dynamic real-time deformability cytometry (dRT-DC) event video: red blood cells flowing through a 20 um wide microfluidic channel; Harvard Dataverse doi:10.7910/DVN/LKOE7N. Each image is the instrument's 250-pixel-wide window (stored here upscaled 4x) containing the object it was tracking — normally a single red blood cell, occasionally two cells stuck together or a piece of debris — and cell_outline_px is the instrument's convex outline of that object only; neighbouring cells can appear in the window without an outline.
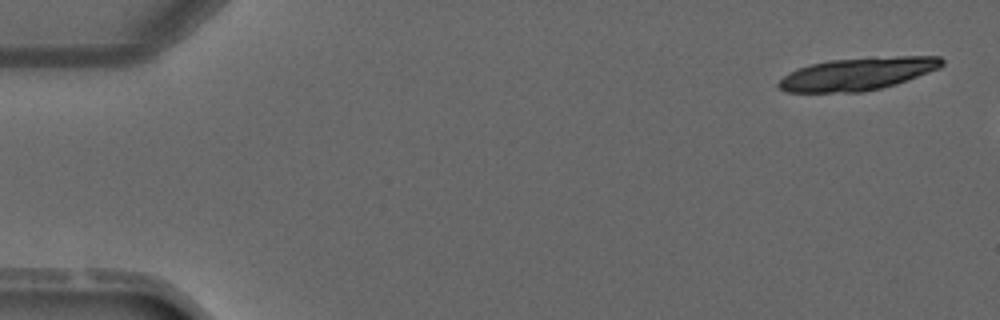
{"species": "common noctule bat (a hibernating species)", "species_latin": "Nyctalus noctula", "temperature_condition": "warm", "stored_images_in_passage": 3, "camera_frame_rate_fps": 3000, "um_per_image_px": 0.085, "animal": {"sex": "male", "forearm_length_mm": 52.5}, "frame": {"image": 1, "passage_image": 1, "time_ms": 0.0, "image_size_px": [1000, 320], "cell_outline_px": [[944, 64], [940, 68], [896, 84], [864, 92], [788, 92], [780, 88], [776, 84], [788, 72], [796, 68], [828, 60], [872, 56], [940, 56], [944, 60]], "centroid_in_image_um": [72.91, 6.26], "position_along_channel_um": 12.1, "area_um2": 31.39}}